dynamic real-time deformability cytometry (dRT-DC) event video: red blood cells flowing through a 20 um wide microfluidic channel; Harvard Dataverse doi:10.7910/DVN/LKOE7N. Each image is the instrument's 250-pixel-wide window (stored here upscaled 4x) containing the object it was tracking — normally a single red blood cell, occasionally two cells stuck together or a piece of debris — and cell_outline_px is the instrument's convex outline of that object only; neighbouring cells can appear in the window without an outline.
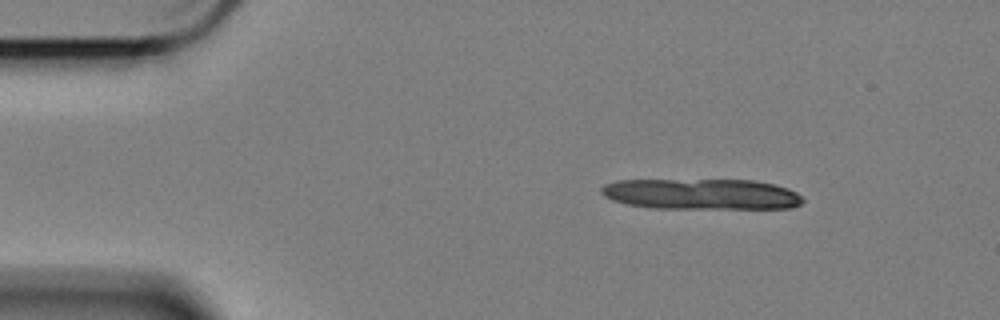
{"species": "Egyptian fruit bat (a non-hibernating species)", "species_latin": "Rousettus aegyptiacus", "temperature_condition": "cold", "stored_images_in_passage": 8, "camera_frame_rate_fps": 3000, "um_per_image_px": 0.085, "animal": {"sex": "female"}, "frame": {"image": 1, "passage_image": 1, "time_ms": 0.0, "image_size_px": [1000, 320], "cell_outline_px": [[804, 200], [800, 204], [792, 208], [652, 208], [628, 204], [612, 200], [604, 196], [600, 192], [600, 188], [604, 184], [616, 180], [752, 180], [772, 184], [788, 188], [796, 192]], "centroid_in_image_um": [59.59, 16.5], "position_along_channel_um": 25.4, "area_um2": 36.13}}